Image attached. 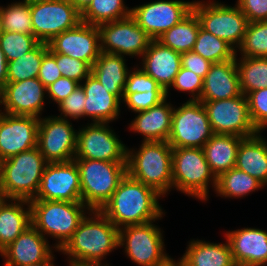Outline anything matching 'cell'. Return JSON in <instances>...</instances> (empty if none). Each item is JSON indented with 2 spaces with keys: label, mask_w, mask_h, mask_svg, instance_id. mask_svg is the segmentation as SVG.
I'll return each instance as SVG.
<instances>
[{
  "label": "cell",
  "mask_w": 267,
  "mask_h": 266,
  "mask_svg": "<svg viewBox=\"0 0 267 266\" xmlns=\"http://www.w3.org/2000/svg\"><path fill=\"white\" fill-rule=\"evenodd\" d=\"M211 63H220L236 59V50L225 40L199 28L196 42L192 49Z\"/></svg>",
  "instance_id": "cell-37"
},
{
  "label": "cell",
  "mask_w": 267,
  "mask_h": 266,
  "mask_svg": "<svg viewBox=\"0 0 267 266\" xmlns=\"http://www.w3.org/2000/svg\"><path fill=\"white\" fill-rule=\"evenodd\" d=\"M45 94L46 87L38 78L7 82L0 92V104L6 114L40 118L45 105Z\"/></svg>",
  "instance_id": "cell-20"
},
{
  "label": "cell",
  "mask_w": 267,
  "mask_h": 266,
  "mask_svg": "<svg viewBox=\"0 0 267 266\" xmlns=\"http://www.w3.org/2000/svg\"><path fill=\"white\" fill-rule=\"evenodd\" d=\"M263 187L256 178L234 167L217 178L215 191L221 197L240 198Z\"/></svg>",
  "instance_id": "cell-33"
},
{
  "label": "cell",
  "mask_w": 267,
  "mask_h": 266,
  "mask_svg": "<svg viewBox=\"0 0 267 266\" xmlns=\"http://www.w3.org/2000/svg\"><path fill=\"white\" fill-rule=\"evenodd\" d=\"M165 92L158 83L140 67L129 71L123 94L135 92Z\"/></svg>",
  "instance_id": "cell-44"
},
{
  "label": "cell",
  "mask_w": 267,
  "mask_h": 266,
  "mask_svg": "<svg viewBox=\"0 0 267 266\" xmlns=\"http://www.w3.org/2000/svg\"><path fill=\"white\" fill-rule=\"evenodd\" d=\"M30 12L33 35L45 43L81 22V13L67 0L33 3L30 4Z\"/></svg>",
  "instance_id": "cell-14"
},
{
  "label": "cell",
  "mask_w": 267,
  "mask_h": 266,
  "mask_svg": "<svg viewBox=\"0 0 267 266\" xmlns=\"http://www.w3.org/2000/svg\"><path fill=\"white\" fill-rule=\"evenodd\" d=\"M80 84L67 77L58 78L54 83L46 87L47 96L57 105L68 97Z\"/></svg>",
  "instance_id": "cell-48"
},
{
  "label": "cell",
  "mask_w": 267,
  "mask_h": 266,
  "mask_svg": "<svg viewBox=\"0 0 267 266\" xmlns=\"http://www.w3.org/2000/svg\"><path fill=\"white\" fill-rule=\"evenodd\" d=\"M242 94L267 88V57H245L237 59Z\"/></svg>",
  "instance_id": "cell-34"
},
{
  "label": "cell",
  "mask_w": 267,
  "mask_h": 266,
  "mask_svg": "<svg viewBox=\"0 0 267 266\" xmlns=\"http://www.w3.org/2000/svg\"><path fill=\"white\" fill-rule=\"evenodd\" d=\"M193 2L157 0L131 8V17L153 39L178 24L192 11Z\"/></svg>",
  "instance_id": "cell-16"
},
{
  "label": "cell",
  "mask_w": 267,
  "mask_h": 266,
  "mask_svg": "<svg viewBox=\"0 0 267 266\" xmlns=\"http://www.w3.org/2000/svg\"><path fill=\"white\" fill-rule=\"evenodd\" d=\"M212 64L213 63L193 51L181 53V66L191 70L203 79L205 78Z\"/></svg>",
  "instance_id": "cell-50"
},
{
  "label": "cell",
  "mask_w": 267,
  "mask_h": 266,
  "mask_svg": "<svg viewBox=\"0 0 267 266\" xmlns=\"http://www.w3.org/2000/svg\"><path fill=\"white\" fill-rule=\"evenodd\" d=\"M47 162L37 147L0 162V190L4 199L32 200Z\"/></svg>",
  "instance_id": "cell-5"
},
{
  "label": "cell",
  "mask_w": 267,
  "mask_h": 266,
  "mask_svg": "<svg viewBox=\"0 0 267 266\" xmlns=\"http://www.w3.org/2000/svg\"><path fill=\"white\" fill-rule=\"evenodd\" d=\"M54 256L53 253L44 261L35 263V264H30V265H24V266H55L54 265Z\"/></svg>",
  "instance_id": "cell-53"
},
{
  "label": "cell",
  "mask_w": 267,
  "mask_h": 266,
  "mask_svg": "<svg viewBox=\"0 0 267 266\" xmlns=\"http://www.w3.org/2000/svg\"><path fill=\"white\" fill-rule=\"evenodd\" d=\"M243 138L229 134H213L203 146L206 161L218 178L235 167L240 141Z\"/></svg>",
  "instance_id": "cell-30"
},
{
  "label": "cell",
  "mask_w": 267,
  "mask_h": 266,
  "mask_svg": "<svg viewBox=\"0 0 267 266\" xmlns=\"http://www.w3.org/2000/svg\"><path fill=\"white\" fill-rule=\"evenodd\" d=\"M25 206L27 208H23ZM31 225V205L28 200L3 199L0 202V252Z\"/></svg>",
  "instance_id": "cell-27"
},
{
  "label": "cell",
  "mask_w": 267,
  "mask_h": 266,
  "mask_svg": "<svg viewBox=\"0 0 267 266\" xmlns=\"http://www.w3.org/2000/svg\"><path fill=\"white\" fill-rule=\"evenodd\" d=\"M227 243H212L205 240H191L186 252L177 261L179 266H237Z\"/></svg>",
  "instance_id": "cell-28"
},
{
  "label": "cell",
  "mask_w": 267,
  "mask_h": 266,
  "mask_svg": "<svg viewBox=\"0 0 267 266\" xmlns=\"http://www.w3.org/2000/svg\"><path fill=\"white\" fill-rule=\"evenodd\" d=\"M174 107L167 98L148 110L138 112L129 124L130 131L143 135V141L168 142L171 132L172 113Z\"/></svg>",
  "instance_id": "cell-26"
},
{
  "label": "cell",
  "mask_w": 267,
  "mask_h": 266,
  "mask_svg": "<svg viewBox=\"0 0 267 266\" xmlns=\"http://www.w3.org/2000/svg\"><path fill=\"white\" fill-rule=\"evenodd\" d=\"M40 41L33 34L4 31L0 35V48L7 62L16 60L33 50Z\"/></svg>",
  "instance_id": "cell-40"
},
{
  "label": "cell",
  "mask_w": 267,
  "mask_h": 266,
  "mask_svg": "<svg viewBox=\"0 0 267 266\" xmlns=\"http://www.w3.org/2000/svg\"><path fill=\"white\" fill-rule=\"evenodd\" d=\"M61 77L62 73L58 69L55 57L47 51L43 56L37 78L47 87Z\"/></svg>",
  "instance_id": "cell-49"
},
{
  "label": "cell",
  "mask_w": 267,
  "mask_h": 266,
  "mask_svg": "<svg viewBox=\"0 0 267 266\" xmlns=\"http://www.w3.org/2000/svg\"><path fill=\"white\" fill-rule=\"evenodd\" d=\"M102 52L142 57L153 40L131 17L98 25Z\"/></svg>",
  "instance_id": "cell-15"
},
{
  "label": "cell",
  "mask_w": 267,
  "mask_h": 266,
  "mask_svg": "<svg viewBox=\"0 0 267 266\" xmlns=\"http://www.w3.org/2000/svg\"><path fill=\"white\" fill-rule=\"evenodd\" d=\"M69 1L80 13H82L92 0H67Z\"/></svg>",
  "instance_id": "cell-52"
},
{
  "label": "cell",
  "mask_w": 267,
  "mask_h": 266,
  "mask_svg": "<svg viewBox=\"0 0 267 266\" xmlns=\"http://www.w3.org/2000/svg\"><path fill=\"white\" fill-rule=\"evenodd\" d=\"M131 16L124 0H92L81 13V22L91 25L117 21Z\"/></svg>",
  "instance_id": "cell-35"
},
{
  "label": "cell",
  "mask_w": 267,
  "mask_h": 266,
  "mask_svg": "<svg viewBox=\"0 0 267 266\" xmlns=\"http://www.w3.org/2000/svg\"><path fill=\"white\" fill-rule=\"evenodd\" d=\"M237 51L245 57H267V21L249 22Z\"/></svg>",
  "instance_id": "cell-39"
},
{
  "label": "cell",
  "mask_w": 267,
  "mask_h": 266,
  "mask_svg": "<svg viewBox=\"0 0 267 266\" xmlns=\"http://www.w3.org/2000/svg\"><path fill=\"white\" fill-rule=\"evenodd\" d=\"M181 68V53L152 40L142 56V70L166 92V98Z\"/></svg>",
  "instance_id": "cell-23"
},
{
  "label": "cell",
  "mask_w": 267,
  "mask_h": 266,
  "mask_svg": "<svg viewBox=\"0 0 267 266\" xmlns=\"http://www.w3.org/2000/svg\"><path fill=\"white\" fill-rule=\"evenodd\" d=\"M80 177L81 200L90 210L100 211L127 174L126 162L74 158Z\"/></svg>",
  "instance_id": "cell-6"
},
{
  "label": "cell",
  "mask_w": 267,
  "mask_h": 266,
  "mask_svg": "<svg viewBox=\"0 0 267 266\" xmlns=\"http://www.w3.org/2000/svg\"><path fill=\"white\" fill-rule=\"evenodd\" d=\"M181 105L174 107L168 144L172 148H203L214 134L204 105L189 100Z\"/></svg>",
  "instance_id": "cell-10"
},
{
  "label": "cell",
  "mask_w": 267,
  "mask_h": 266,
  "mask_svg": "<svg viewBox=\"0 0 267 266\" xmlns=\"http://www.w3.org/2000/svg\"><path fill=\"white\" fill-rule=\"evenodd\" d=\"M48 51L87 62L91 67L101 53L98 26L80 22L75 28L53 37Z\"/></svg>",
  "instance_id": "cell-18"
},
{
  "label": "cell",
  "mask_w": 267,
  "mask_h": 266,
  "mask_svg": "<svg viewBox=\"0 0 267 266\" xmlns=\"http://www.w3.org/2000/svg\"><path fill=\"white\" fill-rule=\"evenodd\" d=\"M4 31L33 34L30 4L12 2L11 5L0 6Z\"/></svg>",
  "instance_id": "cell-38"
},
{
  "label": "cell",
  "mask_w": 267,
  "mask_h": 266,
  "mask_svg": "<svg viewBox=\"0 0 267 266\" xmlns=\"http://www.w3.org/2000/svg\"><path fill=\"white\" fill-rule=\"evenodd\" d=\"M249 113L255 128L263 132L267 128V88L246 94Z\"/></svg>",
  "instance_id": "cell-42"
},
{
  "label": "cell",
  "mask_w": 267,
  "mask_h": 266,
  "mask_svg": "<svg viewBox=\"0 0 267 266\" xmlns=\"http://www.w3.org/2000/svg\"><path fill=\"white\" fill-rule=\"evenodd\" d=\"M160 197L154 189L126 174L100 211L118 229L145 224L163 218L165 213L158 203Z\"/></svg>",
  "instance_id": "cell-1"
},
{
  "label": "cell",
  "mask_w": 267,
  "mask_h": 266,
  "mask_svg": "<svg viewBox=\"0 0 267 266\" xmlns=\"http://www.w3.org/2000/svg\"><path fill=\"white\" fill-rule=\"evenodd\" d=\"M3 196H2V193H1V190H0V202L3 200Z\"/></svg>",
  "instance_id": "cell-58"
},
{
  "label": "cell",
  "mask_w": 267,
  "mask_h": 266,
  "mask_svg": "<svg viewBox=\"0 0 267 266\" xmlns=\"http://www.w3.org/2000/svg\"><path fill=\"white\" fill-rule=\"evenodd\" d=\"M32 225L46 238L56 239L53 245L60 250L91 211L82 202L30 200ZM48 234V236H47Z\"/></svg>",
  "instance_id": "cell-4"
},
{
  "label": "cell",
  "mask_w": 267,
  "mask_h": 266,
  "mask_svg": "<svg viewBox=\"0 0 267 266\" xmlns=\"http://www.w3.org/2000/svg\"><path fill=\"white\" fill-rule=\"evenodd\" d=\"M32 200L82 202L79 170L75 160L47 163Z\"/></svg>",
  "instance_id": "cell-17"
},
{
  "label": "cell",
  "mask_w": 267,
  "mask_h": 266,
  "mask_svg": "<svg viewBox=\"0 0 267 266\" xmlns=\"http://www.w3.org/2000/svg\"><path fill=\"white\" fill-rule=\"evenodd\" d=\"M86 102L85 91L79 85L75 90L58 104L61 118L77 120L84 117V108Z\"/></svg>",
  "instance_id": "cell-46"
},
{
  "label": "cell",
  "mask_w": 267,
  "mask_h": 266,
  "mask_svg": "<svg viewBox=\"0 0 267 266\" xmlns=\"http://www.w3.org/2000/svg\"><path fill=\"white\" fill-rule=\"evenodd\" d=\"M171 88L182 92H190L189 101H199L203 90V78L181 66Z\"/></svg>",
  "instance_id": "cell-43"
},
{
  "label": "cell",
  "mask_w": 267,
  "mask_h": 266,
  "mask_svg": "<svg viewBox=\"0 0 267 266\" xmlns=\"http://www.w3.org/2000/svg\"><path fill=\"white\" fill-rule=\"evenodd\" d=\"M248 22L267 21V0H237Z\"/></svg>",
  "instance_id": "cell-47"
},
{
  "label": "cell",
  "mask_w": 267,
  "mask_h": 266,
  "mask_svg": "<svg viewBox=\"0 0 267 266\" xmlns=\"http://www.w3.org/2000/svg\"><path fill=\"white\" fill-rule=\"evenodd\" d=\"M88 215L58 250L68 255V261L101 263L119 247V229L101 211L91 210Z\"/></svg>",
  "instance_id": "cell-2"
},
{
  "label": "cell",
  "mask_w": 267,
  "mask_h": 266,
  "mask_svg": "<svg viewBox=\"0 0 267 266\" xmlns=\"http://www.w3.org/2000/svg\"><path fill=\"white\" fill-rule=\"evenodd\" d=\"M240 77L235 60L213 63L203 79L199 101L224 100L240 96Z\"/></svg>",
  "instance_id": "cell-24"
},
{
  "label": "cell",
  "mask_w": 267,
  "mask_h": 266,
  "mask_svg": "<svg viewBox=\"0 0 267 266\" xmlns=\"http://www.w3.org/2000/svg\"><path fill=\"white\" fill-rule=\"evenodd\" d=\"M167 266H179V264L176 262V260H173Z\"/></svg>",
  "instance_id": "cell-57"
},
{
  "label": "cell",
  "mask_w": 267,
  "mask_h": 266,
  "mask_svg": "<svg viewBox=\"0 0 267 266\" xmlns=\"http://www.w3.org/2000/svg\"><path fill=\"white\" fill-rule=\"evenodd\" d=\"M7 66L8 62L4 55V52L0 48V92L4 89L7 83Z\"/></svg>",
  "instance_id": "cell-51"
},
{
  "label": "cell",
  "mask_w": 267,
  "mask_h": 266,
  "mask_svg": "<svg viewBox=\"0 0 267 266\" xmlns=\"http://www.w3.org/2000/svg\"><path fill=\"white\" fill-rule=\"evenodd\" d=\"M52 247L48 239L31 225L3 249L0 256L5 259V266L30 265L46 260L54 252Z\"/></svg>",
  "instance_id": "cell-21"
},
{
  "label": "cell",
  "mask_w": 267,
  "mask_h": 266,
  "mask_svg": "<svg viewBox=\"0 0 267 266\" xmlns=\"http://www.w3.org/2000/svg\"><path fill=\"white\" fill-rule=\"evenodd\" d=\"M200 102L207 111L214 134H229L247 138L259 133L251 120L246 95Z\"/></svg>",
  "instance_id": "cell-11"
},
{
  "label": "cell",
  "mask_w": 267,
  "mask_h": 266,
  "mask_svg": "<svg viewBox=\"0 0 267 266\" xmlns=\"http://www.w3.org/2000/svg\"><path fill=\"white\" fill-rule=\"evenodd\" d=\"M69 266H109L107 265H102V263H81V262H74V261H69L68 262Z\"/></svg>",
  "instance_id": "cell-54"
},
{
  "label": "cell",
  "mask_w": 267,
  "mask_h": 266,
  "mask_svg": "<svg viewBox=\"0 0 267 266\" xmlns=\"http://www.w3.org/2000/svg\"><path fill=\"white\" fill-rule=\"evenodd\" d=\"M40 118L10 115L0 110V162L37 147Z\"/></svg>",
  "instance_id": "cell-19"
},
{
  "label": "cell",
  "mask_w": 267,
  "mask_h": 266,
  "mask_svg": "<svg viewBox=\"0 0 267 266\" xmlns=\"http://www.w3.org/2000/svg\"><path fill=\"white\" fill-rule=\"evenodd\" d=\"M124 56L102 52L92 66V74L109 92L123 100L129 69Z\"/></svg>",
  "instance_id": "cell-31"
},
{
  "label": "cell",
  "mask_w": 267,
  "mask_h": 266,
  "mask_svg": "<svg viewBox=\"0 0 267 266\" xmlns=\"http://www.w3.org/2000/svg\"><path fill=\"white\" fill-rule=\"evenodd\" d=\"M4 32V29H3V23H2V15H1V12H0V35Z\"/></svg>",
  "instance_id": "cell-56"
},
{
  "label": "cell",
  "mask_w": 267,
  "mask_h": 266,
  "mask_svg": "<svg viewBox=\"0 0 267 266\" xmlns=\"http://www.w3.org/2000/svg\"><path fill=\"white\" fill-rule=\"evenodd\" d=\"M47 0H23L22 2L28 3V4H33V3H39Z\"/></svg>",
  "instance_id": "cell-55"
},
{
  "label": "cell",
  "mask_w": 267,
  "mask_h": 266,
  "mask_svg": "<svg viewBox=\"0 0 267 266\" xmlns=\"http://www.w3.org/2000/svg\"><path fill=\"white\" fill-rule=\"evenodd\" d=\"M76 131L69 119L58 116L40 117L37 148L47 163L74 160L77 149Z\"/></svg>",
  "instance_id": "cell-13"
},
{
  "label": "cell",
  "mask_w": 267,
  "mask_h": 266,
  "mask_svg": "<svg viewBox=\"0 0 267 266\" xmlns=\"http://www.w3.org/2000/svg\"><path fill=\"white\" fill-rule=\"evenodd\" d=\"M153 222L119 229V248L139 266H167L174 260L164 251L162 231Z\"/></svg>",
  "instance_id": "cell-8"
},
{
  "label": "cell",
  "mask_w": 267,
  "mask_h": 266,
  "mask_svg": "<svg viewBox=\"0 0 267 266\" xmlns=\"http://www.w3.org/2000/svg\"><path fill=\"white\" fill-rule=\"evenodd\" d=\"M48 51V44L40 42L33 50L16 60L8 62L7 82H18L37 78L44 54Z\"/></svg>",
  "instance_id": "cell-36"
},
{
  "label": "cell",
  "mask_w": 267,
  "mask_h": 266,
  "mask_svg": "<svg viewBox=\"0 0 267 266\" xmlns=\"http://www.w3.org/2000/svg\"><path fill=\"white\" fill-rule=\"evenodd\" d=\"M77 131L74 158L109 162H126L127 147L109 123H87Z\"/></svg>",
  "instance_id": "cell-12"
},
{
  "label": "cell",
  "mask_w": 267,
  "mask_h": 266,
  "mask_svg": "<svg viewBox=\"0 0 267 266\" xmlns=\"http://www.w3.org/2000/svg\"><path fill=\"white\" fill-rule=\"evenodd\" d=\"M192 10L202 29L225 40L237 50L249 23L237 4L232 7L216 1H193Z\"/></svg>",
  "instance_id": "cell-9"
},
{
  "label": "cell",
  "mask_w": 267,
  "mask_h": 266,
  "mask_svg": "<svg viewBox=\"0 0 267 266\" xmlns=\"http://www.w3.org/2000/svg\"><path fill=\"white\" fill-rule=\"evenodd\" d=\"M200 27L199 19L192 10L178 24L165 31L156 40L163 46L179 53L192 51Z\"/></svg>",
  "instance_id": "cell-32"
},
{
  "label": "cell",
  "mask_w": 267,
  "mask_h": 266,
  "mask_svg": "<svg viewBox=\"0 0 267 266\" xmlns=\"http://www.w3.org/2000/svg\"><path fill=\"white\" fill-rule=\"evenodd\" d=\"M80 85L86 95L84 117L92 119L93 123H110L118 119L122 101L103 87L92 73Z\"/></svg>",
  "instance_id": "cell-25"
},
{
  "label": "cell",
  "mask_w": 267,
  "mask_h": 266,
  "mask_svg": "<svg viewBox=\"0 0 267 266\" xmlns=\"http://www.w3.org/2000/svg\"><path fill=\"white\" fill-rule=\"evenodd\" d=\"M210 183L217 178L206 161L203 148H172V188L187 196L207 201Z\"/></svg>",
  "instance_id": "cell-7"
},
{
  "label": "cell",
  "mask_w": 267,
  "mask_h": 266,
  "mask_svg": "<svg viewBox=\"0 0 267 266\" xmlns=\"http://www.w3.org/2000/svg\"><path fill=\"white\" fill-rule=\"evenodd\" d=\"M50 53L55 57L62 77H67L81 84L92 72V67L87 62L60 53Z\"/></svg>",
  "instance_id": "cell-41"
},
{
  "label": "cell",
  "mask_w": 267,
  "mask_h": 266,
  "mask_svg": "<svg viewBox=\"0 0 267 266\" xmlns=\"http://www.w3.org/2000/svg\"><path fill=\"white\" fill-rule=\"evenodd\" d=\"M261 135L259 132L240 141L235 168L246 172L266 186L267 140Z\"/></svg>",
  "instance_id": "cell-29"
},
{
  "label": "cell",
  "mask_w": 267,
  "mask_h": 266,
  "mask_svg": "<svg viewBox=\"0 0 267 266\" xmlns=\"http://www.w3.org/2000/svg\"><path fill=\"white\" fill-rule=\"evenodd\" d=\"M237 266H267V232L243 228L225 233Z\"/></svg>",
  "instance_id": "cell-22"
},
{
  "label": "cell",
  "mask_w": 267,
  "mask_h": 266,
  "mask_svg": "<svg viewBox=\"0 0 267 266\" xmlns=\"http://www.w3.org/2000/svg\"><path fill=\"white\" fill-rule=\"evenodd\" d=\"M127 174L161 196L172 189V147L168 142H144L139 150L127 148Z\"/></svg>",
  "instance_id": "cell-3"
},
{
  "label": "cell",
  "mask_w": 267,
  "mask_h": 266,
  "mask_svg": "<svg viewBox=\"0 0 267 266\" xmlns=\"http://www.w3.org/2000/svg\"><path fill=\"white\" fill-rule=\"evenodd\" d=\"M166 99V92H135L123 94L125 106L134 113L145 111Z\"/></svg>",
  "instance_id": "cell-45"
}]
</instances>
